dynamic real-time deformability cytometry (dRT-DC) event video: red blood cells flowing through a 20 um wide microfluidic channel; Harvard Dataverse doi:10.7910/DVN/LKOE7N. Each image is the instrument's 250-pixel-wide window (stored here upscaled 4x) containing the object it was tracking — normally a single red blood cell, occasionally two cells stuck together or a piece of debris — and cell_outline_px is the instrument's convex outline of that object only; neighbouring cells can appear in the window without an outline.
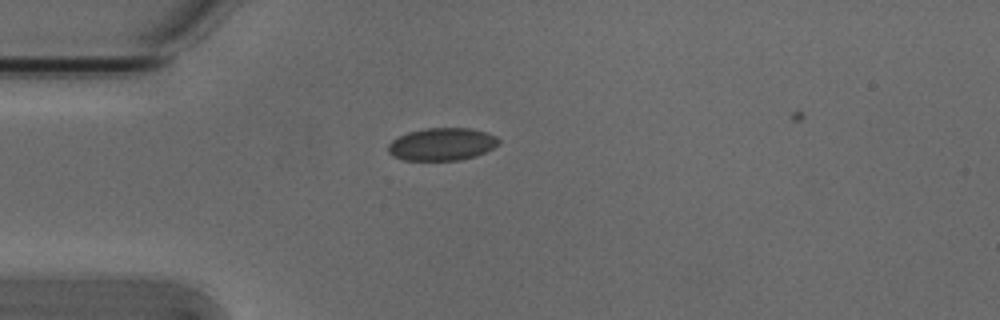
{"species": "Egyptian fruit bat (a non-hibernating species)", "species_latin": "Rousettus aegyptiacus", "temperature_condition": "cold", "stored_images_in_passage": 2, "camera_frame_rate_fps": 3000, "um_per_image_px": 0.085, "animal": {"sex": "male"}, "frame": {"image": 1, "passage_image": 1, "time_ms": 0.0, "image_size_px": [1000, 320], "cell_outline_px": [[500, 144], [476, 156], [460, 160], [404, 160], [392, 156], [388, 152], [388, 144], [392, 140], [408, 132], [424, 128], [468, 128], [484, 132], [496, 136], [500, 140]], "centroid_in_image_um": [37.55, 12.26], "position_along_channel_um": 47.4, "area_um2": 20.98}}